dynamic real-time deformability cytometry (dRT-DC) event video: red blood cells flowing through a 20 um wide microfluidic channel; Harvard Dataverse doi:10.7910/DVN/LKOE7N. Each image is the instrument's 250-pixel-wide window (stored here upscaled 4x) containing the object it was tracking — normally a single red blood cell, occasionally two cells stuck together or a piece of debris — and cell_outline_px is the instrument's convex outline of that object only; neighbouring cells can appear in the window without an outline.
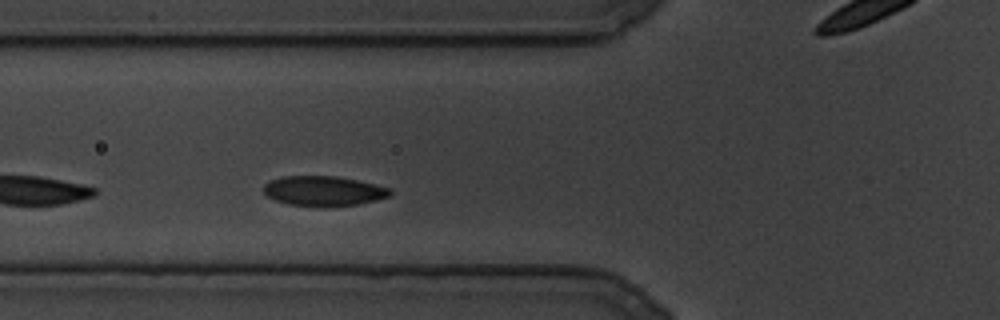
{"species": "common noctule bat (a hibernating species)", "species_latin": "Nyctalus noctula", "temperature_condition": "cold", "stored_images_in_passage": 82, "camera_frame_rate_fps": 3000, "um_per_image_px": 0.085, "animal": {"sex": "male", "body_mass_g": 19.5, "forearm_length_mm": 54.6}, "frame": {"image": 1, "passage_image": 10, "time_ms": 3.0, "image_size_px": [1000, 320], "cell_outline_px": [[392, 192], [388, 196], [376, 200], [356, 204], [324, 208], [288, 204], [276, 200], [268, 196], [264, 192], [264, 184], [272, 180], [284, 176], [336, 176], [356, 180], [392, 188]], "centroid_in_image_um": [27.51, 16.24], "position_along_channel_um": 98.3, "area_um2": 22.08}}
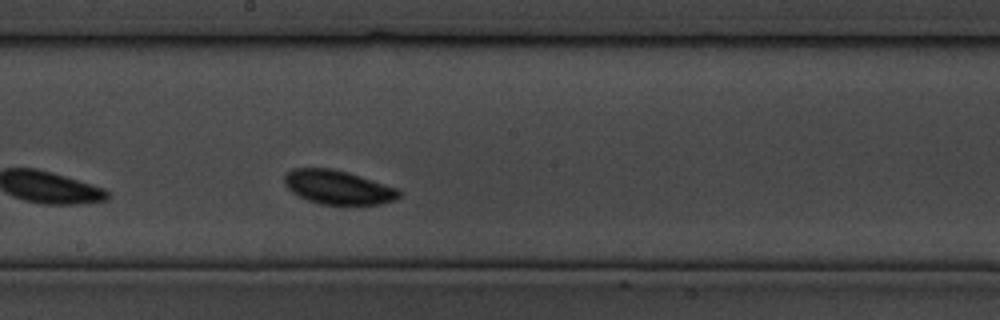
{"frame": {"image": 2, "passage_image": 32, "time_ms": 10.333, "image_size_px": [1000, 320], "cell_outline_px": [[400, 196], [396, 200], [380, 204], [356, 208], [320, 204], [308, 200], [292, 192], [284, 184], [284, 176], [292, 168], [332, 168], [348, 172], [396, 188], [400, 192]], "centroid_in_image_um": [28.75, 15.97], "position_along_channel_um": 219.4, "area_um2": 23.35}}
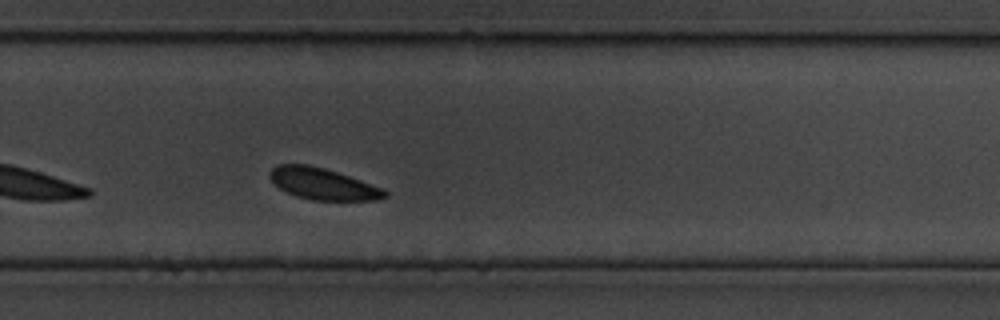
{"frame": {"image": 3, "passage_image": 47, "time_ms": 15.333, "image_size_px": [1000, 320], "cell_outline_px": [[388, 196], [380, 200], [312, 200], [296, 196], [280, 188], [268, 176], [268, 172], [276, 164], [308, 164], [324, 168], [384, 188], [388, 192]], "centroid_in_image_um": [27.45, 15.63], "position_along_channel_um": 302.3, "area_um2": 21.1}}